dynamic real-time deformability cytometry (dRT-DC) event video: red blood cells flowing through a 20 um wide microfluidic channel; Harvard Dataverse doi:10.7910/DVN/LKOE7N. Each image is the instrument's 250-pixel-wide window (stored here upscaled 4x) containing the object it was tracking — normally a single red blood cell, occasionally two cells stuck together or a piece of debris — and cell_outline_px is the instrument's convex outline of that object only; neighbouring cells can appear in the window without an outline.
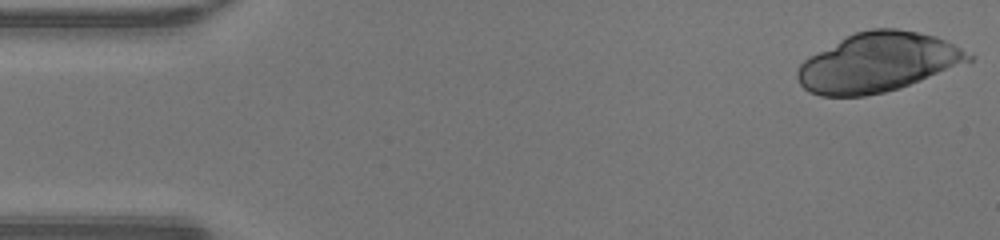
{"species": "human", "species_latin": "Homo sapiens", "temperature_condition": "warm", "stored_images_in_passage": 19, "camera_frame_rate_fps": 3000, "um_per_image_px": 0.085, "donor": {"sex": "male"}, "frame": {"image": 1, "passage_image": 1, "time_ms": 0.0, "image_size_px": [1000, 240], "cell_outline_px": [[976, 56], [972, 60], [900, 88], [884, 92], [864, 96], [820, 96], [808, 92], [800, 84], [796, 76], [796, 72], [800, 64], [804, 60], [840, 40], [856, 32], [872, 28], [896, 28], [936, 36]], "centroid_in_image_um": [74.61, 5.32], "position_along_channel_um": 10.4, "area_um2": 58.44}}
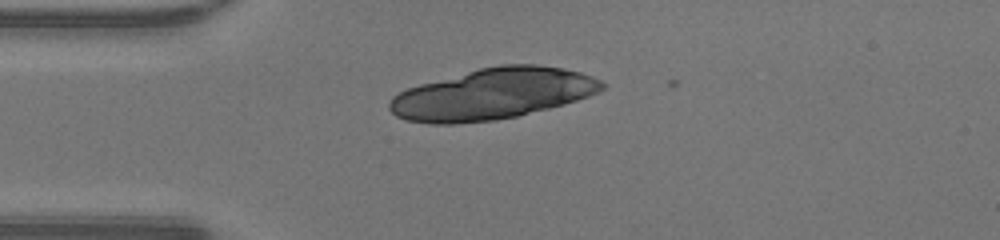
{"frame": {"image": 2, "passage_image": 11, "time_ms": 3.333, "image_size_px": [1000, 240], "cell_outline_px": [[604, 88], [588, 96], [564, 104], [516, 116], [496, 120], [452, 124], [432, 124], [404, 120], [396, 116], [388, 108], [388, 104], [392, 96], [408, 88], [420, 84], [480, 68], [500, 64], [536, 64], [564, 68], [580, 72], [592, 76], [600, 80], [604, 84]], "centroid_in_image_um": [41.84, 7.98], "position_along_channel_um": 43.2, "area_um2": 63.0}}